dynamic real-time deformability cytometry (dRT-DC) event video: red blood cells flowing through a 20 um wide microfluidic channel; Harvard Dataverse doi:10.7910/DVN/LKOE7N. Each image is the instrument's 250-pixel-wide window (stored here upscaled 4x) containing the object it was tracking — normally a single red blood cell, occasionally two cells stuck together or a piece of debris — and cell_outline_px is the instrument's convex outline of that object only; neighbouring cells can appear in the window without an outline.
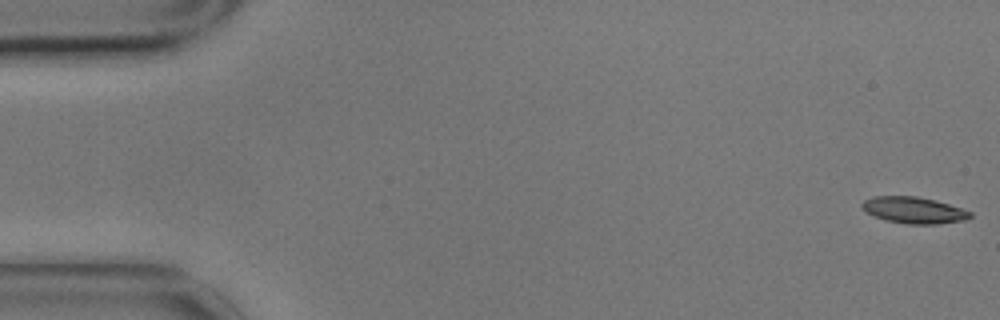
{"species": "common noctule bat (a hibernating species)", "species_latin": "Nyctalus noctula", "temperature_condition": "cold", "stored_images_in_passage": 57, "camera_frame_rate_fps": 3000, "um_per_image_px": 0.085, "animal": {"sex": "male", "body_mass_g": 17.9}, "frame": {"image": 1, "passage_image": 1, "time_ms": 0.0, "image_size_px": [1000, 320], "cell_outline_px": [[972, 216], [964, 220], [936, 224], [908, 224], [884, 220], [872, 216], [860, 204], [864, 200], [872, 196], [916, 196], [936, 200], [972, 212]], "centroid_in_image_um": [77.65, 17.86], "position_along_channel_um": 7.3, "area_um2": 16.65}}
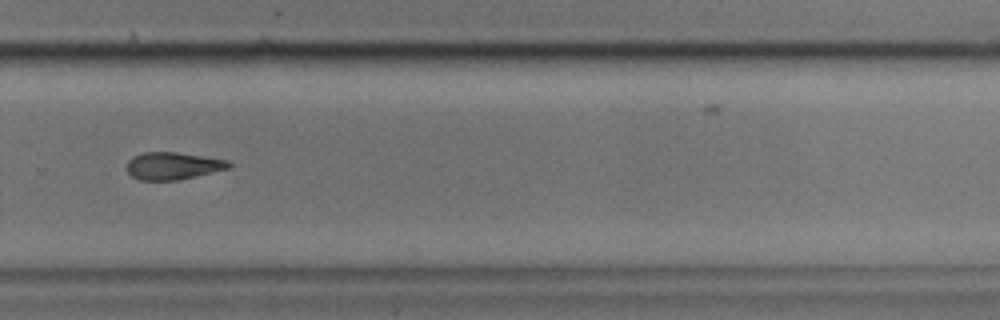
{"frame": {"image": 2, "passage_image": 39, "time_ms": 12.667, "image_size_px": [1000, 320], "cell_outline_px": [[232, 168], [196, 176], [176, 180], [140, 180], [132, 176], [128, 172], [128, 160], [132, 156], [144, 152], [176, 152], [228, 160], [232, 164]], "centroid_in_image_um": [14.72, 14.09], "position_along_channel_um": 315.1, "area_um2": 16.24}}
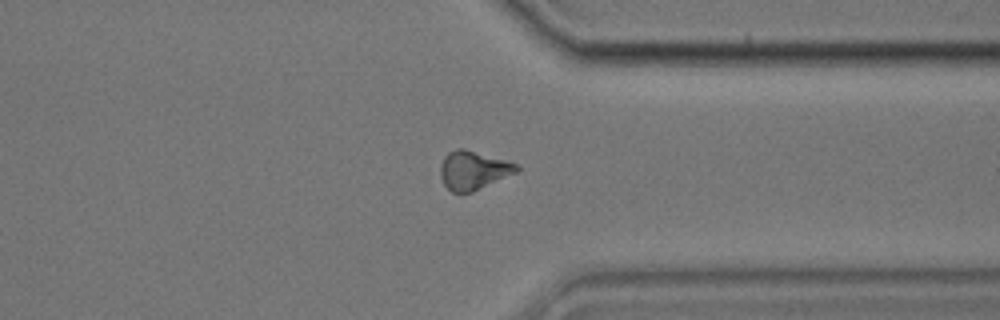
{"frame": {"image": 3, "passage_image": 44, "time_ms": 14.333, "image_size_px": [1000, 320], "cell_outline_px": [[520, 168], [516, 172], [472, 192], [452, 192], [444, 184], [440, 176], [440, 164], [444, 156], [448, 152], [456, 148], [464, 148], [508, 160], [516, 164]], "centroid_in_image_um": [40.21, 14.44], "position_along_channel_um": 371.2, "area_um2": 17.17}, "authors_computed_cell_mechanics": {"area_um2": 17.051, "velocity_mm_per_s": 3.4845, "shape_relaxation_time_tau1_ms": 7.7743, "shape_relaxation_time_tau2_ms": null, "deformation_change_tau1": 0.1683, "deformation_change_tau2": null}}